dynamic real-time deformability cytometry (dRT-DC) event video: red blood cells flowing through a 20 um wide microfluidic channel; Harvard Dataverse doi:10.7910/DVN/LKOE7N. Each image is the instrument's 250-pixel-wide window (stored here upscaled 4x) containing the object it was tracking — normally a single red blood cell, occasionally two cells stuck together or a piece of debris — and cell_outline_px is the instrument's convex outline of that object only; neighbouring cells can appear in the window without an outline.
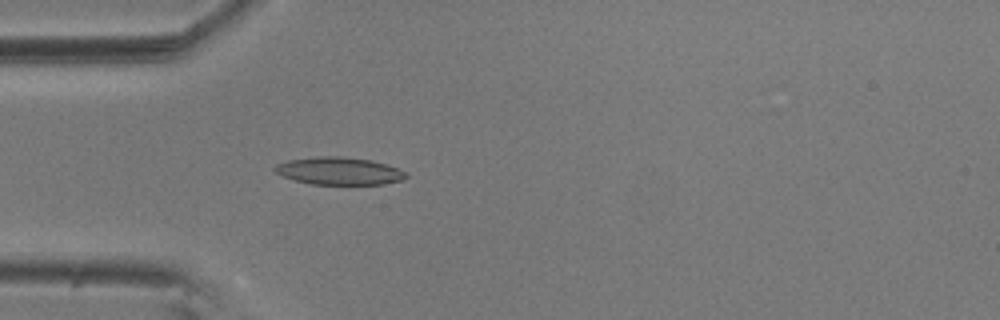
{"species": "common noctule bat (a hibernating species)", "species_latin": "Nyctalus noctula", "temperature_condition": "room temperature", "stored_images_in_passage": 56, "camera_frame_rate_fps": 3000, "um_per_image_px": 0.085, "animal": {"sex": "male", "body_mass_g": 20.5, "forearm_length_mm": 52.5}, "frame": {"image": 1, "passage_image": 16, "time_ms": 5.0, "image_size_px": [1000, 320], "cell_outline_px": [[408, 176], [400, 180], [384, 184], [312, 184], [296, 180], [284, 176], [276, 172], [272, 168], [276, 164], [288, 160], [320, 156], [344, 156], [372, 160], [396, 168], [404, 172]], "centroid_in_image_um": [28.8, 14.52], "position_along_channel_um": 56.2, "area_um2": 20.81}}
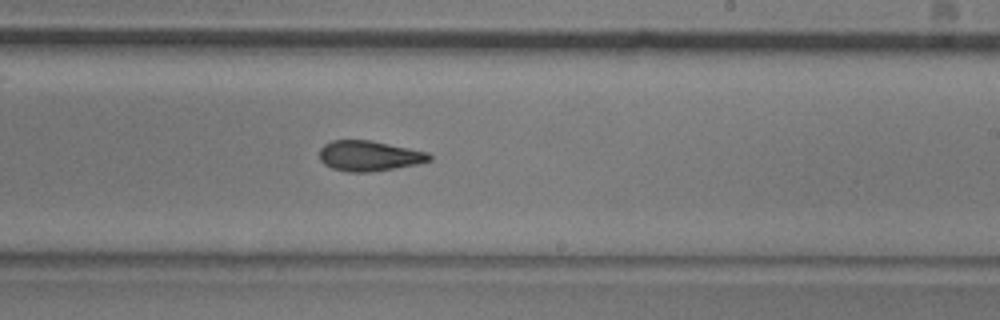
{"frame": {"image": 2, "passage_image": 33, "time_ms": 10.667, "image_size_px": [1000, 320], "cell_outline_px": [[432, 160], [416, 164], [368, 172], [348, 172], [332, 168], [324, 164], [320, 160], [320, 148], [324, 144], [332, 140], [372, 140], [428, 152], [432, 156]], "centroid_in_image_um": [31.36, 13.24], "position_along_channel_um": 257.6, "area_um2": 19.36}}
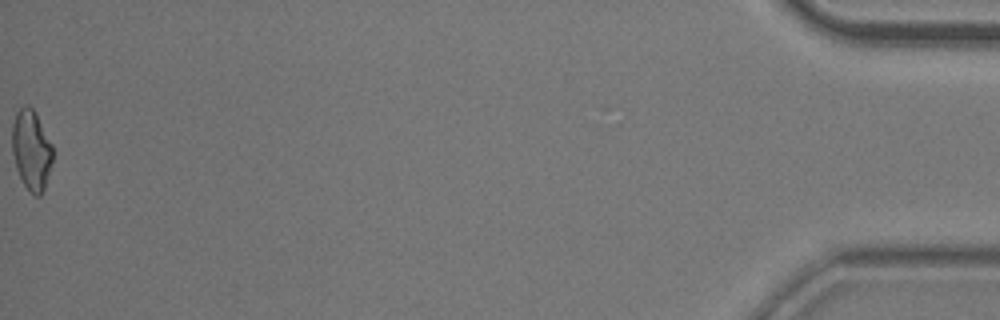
{"frame": {"image": 3, "passage_image": 56, "time_ms": 18.333, "image_size_px": [1000, 320], "cell_outline_px": [[52, 160], [44, 188], [40, 196], [36, 196], [24, 184], [16, 168], [12, 152], [12, 124], [16, 112], [24, 104], [28, 104], [36, 112], [52, 144]], "centroid_in_image_um": [2.65, 12.69], "position_along_channel_um": 432.5, "area_um2": 18.84}, "authors_computed_cell_mechanics": {"area_um2": 19.6231, "velocity_mm_per_s": 3.6175, "shape_relaxation_time_tau1_ms": null, "shape_relaxation_time_tau2_ms": 3.2837, "deformation_change_tau1": null, "deformation_change_tau2": 0.1157}}